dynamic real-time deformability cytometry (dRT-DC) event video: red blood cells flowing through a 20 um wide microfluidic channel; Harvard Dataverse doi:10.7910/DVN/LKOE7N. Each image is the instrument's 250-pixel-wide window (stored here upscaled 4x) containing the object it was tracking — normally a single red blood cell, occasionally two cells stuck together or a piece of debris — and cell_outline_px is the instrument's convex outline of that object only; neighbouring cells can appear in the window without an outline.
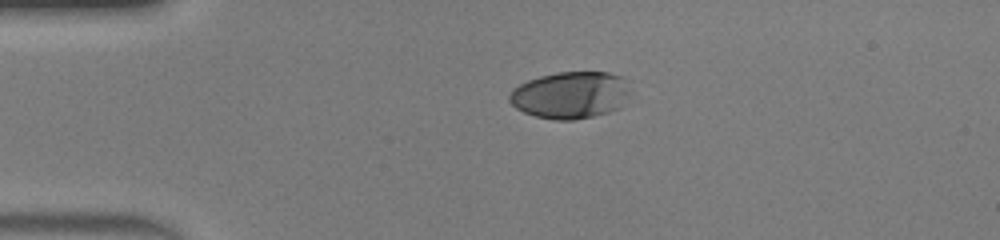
{"species": "human", "species_latin": "Homo sapiens", "temperature_condition": "warm", "stored_images_in_passage": 38, "camera_frame_rate_fps": 3000, "um_per_image_px": 0.085, "donor": {"sex": "male"}, "frame": {"image": 1, "passage_image": 1, "time_ms": 0.0, "image_size_px": [1000, 240], "cell_outline_px": [[628, 92], [620, 108], [608, 112], [592, 116], [572, 120], [556, 120], [536, 116], [524, 112], [516, 108], [508, 100], [508, 92], [512, 88], [528, 80], [540, 76], [556, 72], [608, 72], [620, 76]], "centroid_in_image_um": [48.4, 8.08], "position_along_channel_um": 36.6, "area_um2": 32.77}}
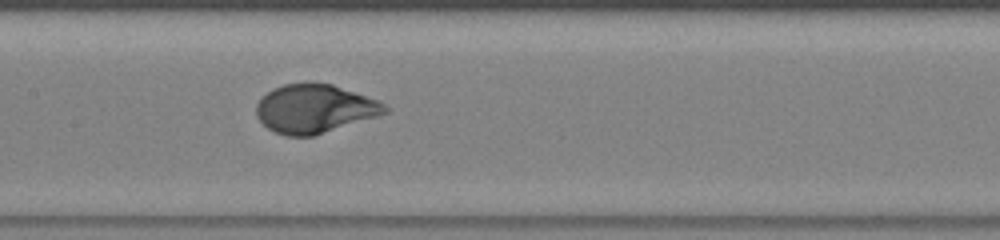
{"frame": {"image": 2, "passage_image": 14, "time_ms": 4.333, "image_size_px": [1000, 240], "cell_outline_px": [[392, 108], [388, 112], [376, 116], [312, 136], [288, 136], [276, 132], [268, 128], [256, 116], [256, 104], [272, 88], [284, 84], [308, 80], [332, 84], [376, 100]], "centroid_in_image_um": [26.72, 9.21], "position_along_channel_um": 180.7, "area_um2": 36.36}}
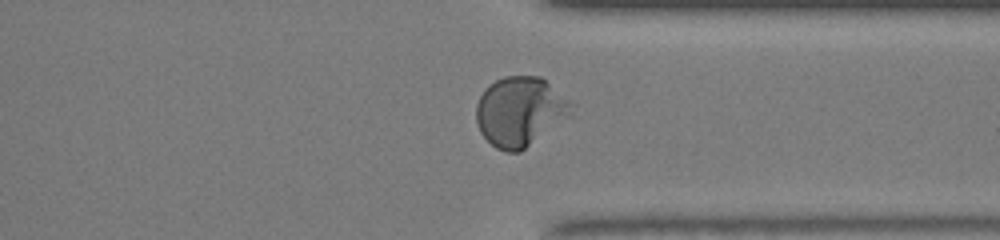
{"frame": {"image": 3, "passage_image": 27, "time_ms": 8.667, "image_size_px": [1000, 240], "cell_outline_px": [[576, 104], [572, 116], [520, 152], [504, 152], [496, 148], [480, 132], [476, 120], [476, 104], [484, 88], [488, 84], [504, 76], [540, 76]], "centroid_in_image_um": [44.24, 9.47], "position_along_channel_um": 367.2, "area_um2": 39.13}}